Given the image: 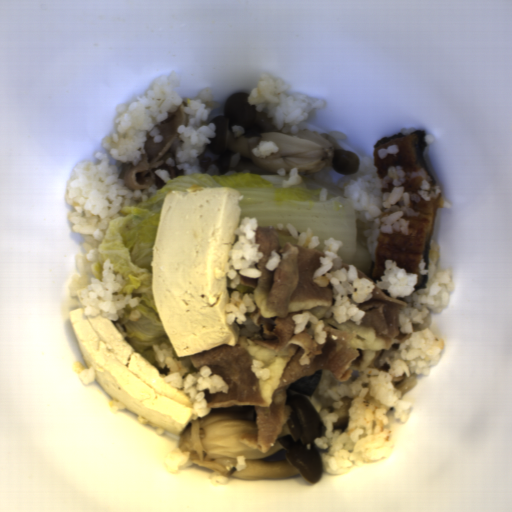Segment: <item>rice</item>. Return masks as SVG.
Listing matches in <instances>:
<instances>
[{
	"label": "rice",
	"instance_id": "obj_5",
	"mask_svg": "<svg viewBox=\"0 0 512 512\" xmlns=\"http://www.w3.org/2000/svg\"><path fill=\"white\" fill-rule=\"evenodd\" d=\"M290 84L283 83L281 79L273 77L270 73L261 72L257 87H252L249 105L255 106L257 112L267 108V118H271V125L282 134L298 135L299 124L308 119L309 112L317 108H326L328 103L323 97H309L302 92L286 95Z\"/></svg>",
	"mask_w": 512,
	"mask_h": 512
},
{
	"label": "rice",
	"instance_id": "obj_26",
	"mask_svg": "<svg viewBox=\"0 0 512 512\" xmlns=\"http://www.w3.org/2000/svg\"><path fill=\"white\" fill-rule=\"evenodd\" d=\"M424 140H425V142H426V144H427V145H428V144H432V143H434V141H435V139H434V137H433V135H432V134H425V136H424Z\"/></svg>",
	"mask_w": 512,
	"mask_h": 512
},
{
	"label": "rice",
	"instance_id": "obj_16",
	"mask_svg": "<svg viewBox=\"0 0 512 512\" xmlns=\"http://www.w3.org/2000/svg\"><path fill=\"white\" fill-rule=\"evenodd\" d=\"M229 476L217 471L213 470L211 476H210V482L212 486H220L221 484H225Z\"/></svg>",
	"mask_w": 512,
	"mask_h": 512
},
{
	"label": "rice",
	"instance_id": "obj_10",
	"mask_svg": "<svg viewBox=\"0 0 512 512\" xmlns=\"http://www.w3.org/2000/svg\"><path fill=\"white\" fill-rule=\"evenodd\" d=\"M252 153L256 157L269 158L272 153H276L280 150L278 144L272 140H261L257 145L251 148Z\"/></svg>",
	"mask_w": 512,
	"mask_h": 512
},
{
	"label": "rice",
	"instance_id": "obj_18",
	"mask_svg": "<svg viewBox=\"0 0 512 512\" xmlns=\"http://www.w3.org/2000/svg\"><path fill=\"white\" fill-rule=\"evenodd\" d=\"M108 407H109L111 412L116 413V414L118 413L119 410H125V408H126V407L122 406L121 404H119L114 399H111L108 402Z\"/></svg>",
	"mask_w": 512,
	"mask_h": 512
},
{
	"label": "rice",
	"instance_id": "obj_13",
	"mask_svg": "<svg viewBox=\"0 0 512 512\" xmlns=\"http://www.w3.org/2000/svg\"><path fill=\"white\" fill-rule=\"evenodd\" d=\"M303 181V177L299 175V171L297 167L294 166L293 169H290L289 178L283 179L281 181V187L289 188L291 186H297Z\"/></svg>",
	"mask_w": 512,
	"mask_h": 512
},
{
	"label": "rice",
	"instance_id": "obj_11",
	"mask_svg": "<svg viewBox=\"0 0 512 512\" xmlns=\"http://www.w3.org/2000/svg\"><path fill=\"white\" fill-rule=\"evenodd\" d=\"M302 236L299 238V245L304 249H316L319 244L318 237L314 234L312 227L302 229Z\"/></svg>",
	"mask_w": 512,
	"mask_h": 512
},
{
	"label": "rice",
	"instance_id": "obj_25",
	"mask_svg": "<svg viewBox=\"0 0 512 512\" xmlns=\"http://www.w3.org/2000/svg\"><path fill=\"white\" fill-rule=\"evenodd\" d=\"M399 130H400V132H403L404 135H411L417 129L412 126V127H403V128H400Z\"/></svg>",
	"mask_w": 512,
	"mask_h": 512
},
{
	"label": "rice",
	"instance_id": "obj_6",
	"mask_svg": "<svg viewBox=\"0 0 512 512\" xmlns=\"http://www.w3.org/2000/svg\"><path fill=\"white\" fill-rule=\"evenodd\" d=\"M152 348L157 367L164 369L166 365L169 369L165 375H161L163 381L173 388L183 390V393H188L192 404L193 421H196L198 417L203 419L213 410L208 407L209 402L204 393L206 389L211 394L216 392L228 394L230 387L225 378L215 373L212 375L209 366H201L199 372L188 373L186 377H183L192 365L190 355L178 357L174 347L168 346L165 341L161 344H152Z\"/></svg>",
	"mask_w": 512,
	"mask_h": 512
},
{
	"label": "rice",
	"instance_id": "obj_22",
	"mask_svg": "<svg viewBox=\"0 0 512 512\" xmlns=\"http://www.w3.org/2000/svg\"><path fill=\"white\" fill-rule=\"evenodd\" d=\"M241 157H242L241 152H238V151L234 155H232L230 158V161H229V167L230 168L237 167Z\"/></svg>",
	"mask_w": 512,
	"mask_h": 512
},
{
	"label": "rice",
	"instance_id": "obj_17",
	"mask_svg": "<svg viewBox=\"0 0 512 512\" xmlns=\"http://www.w3.org/2000/svg\"><path fill=\"white\" fill-rule=\"evenodd\" d=\"M136 420H137L138 424L147 425V426H150L151 428H153L154 432H155V435H160L161 436L162 434H164L165 429L160 428V427H158V426H156L154 424L149 423L148 421H146L145 419H143L139 415L137 416Z\"/></svg>",
	"mask_w": 512,
	"mask_h": 512
},
{
	"label": "rice",
	"instance_id": "obj_9",
	"mask_svg": "<svg viewBox=\"0 0 512 512\" xmlns=\"http://www.w3.org/2000/svg\"><path fill=\"white\" fill-rule=\"evenodd\" d=\"M191 462L189 451L176 448L173 451L165 455L163 459V467L166 468L172 474H177L181 470L195 466Z\"/></svg>",
	"mask_w": 512,
	"mask_h": 512
},
{
	"label": "rice",
	"instance_id": "obj_4",
	"mask_svg": "<svg viewBox=\"0 0 512 512\" xmlns=\"http://www.w3.org/2000/svg\"><path fill=\"white\" fill-rule=\"evenodd\" d=\"M257 217L250 218L246 216L241 221L233 234L238 235L237 243L228 251L229 262L223 265L222 270L215 266L214 279L219 280L226 275L231 280L228 282L230 291V302L224 304L226 314V323L231 325L236 319L237 325H244L241 328L238 342L245 351L252 356L251 372L258 380H269L271 376L270 368H263L265 362L275 356V351L257 344L253 336L262 327L256 326L250 318L256 310V295L253 292H246L242 298L238 285L241 276L258 278L262 275L261 270L256 268V264L264 257L263 252H259L260 244L256 243V231L258 229Z\"/></svg>",
	"mask_w": 512,
	"mask_h": 512
},
{
	"label": "rice",
	"instance_id": "obj_20",
	"mask_svg": "<svg viewBox=\"0 0 512 512\" xmlns=\"http://www.w3.org/2000/svg\"><path fill=\"white\" fill-rule=\"evenodd\" d=\"M160 178L161 180L164 182V184L166 185L169 181H171L173 178L171 177L170 173L167 172L166 170H156L155 172Z\"/></svg>",
	"mask_w": 512,
	"mask_h": 512
},
{
	"label": "rice",
	"instance_id": "obj_27",
	"mask_svg": "<svg viewBox=\"0 0 512 512\" xmlns=\"http://www.w3.org/2000/svg\"><path fill=\"white\" fill-rule=\"evenodd\" d=\"M276 174L287 176L285 168L277 169Z\"/></svg>",
	"mask_w": 512,
	"mask_h": 512
},
{
	"label": "rice",
	"instance_id": "obj_1",
	"mask_svg": "<svg viewBox=\"0 0 512 512\" xmlns=\"http://www.w3.org/2000/svg\"><path fill=\"white\" fill-rule=\"evenodd\" d=\"M319 268L312 275L316 286L327 288L332 284L335 303L323 317H333L339 323L353 321L360 326L367 312L357 308L360 302L372 299L377 288L387 290L390 298H401L408 303L399 309L400 333L410 334L401 344L391 345L388 351L373 359L362 371L353 368L347 381H337L331 370L323 368L320 380L311 395L306 396L321 419L325 431L313 439L319 451L323 471L330 475L348 474L355 467L370 468L381 464L395 449V436L385 426L386 415L393 407L395 418L407 422L412 403L401 400L402 392L396 386L413 373L430 376L431 367L440 366L445 348L444 339L431 313L442 314L454 293L452 269L438 271L440 244L431 239L425 258L418 261L420 274L428 275L424 284H418L417 273L398 267L394 259L384 260L381 281L358 276L356 266L342 268L339 251L341 241L324 240Z\"/></svg>",
	"mask_w": 512,
	"mask_h": 512
},
{
	"label": "rice",
	"instance_id": "obj_24",
	"mask_svg": "<svg viewBox=\"0 0 512 512\" xmlns=\"http://www.w3.org/2000/svg\"><path fill=\"white\" fill-rule=\"evenodd\" d=\"M327 200H328V188L321 187L320 193H319V201L326 202Z\"/></svg>",
	"mask_w": 512,
	"mask_h": 512
},
{
	"label": "rice",
	"instance_id": "obj_19",
	"mask_svg": "<svg viewBox=\"0 0 512 512\" xmlns=\"http://www.w3.org/2000/svg\"><path fill=\"white\" fill-rule=\"evenodd\" d=\"M231 132L233 134V136L236 138L238 137H241L245 132H246V129L244 126H240V125H233L232 128H231Z\"/></svg>",
	"mask_w": 512,
	"mask_h": 512
},
{
	"label": "rice",
	"instance_id": "obj_15",
	"mask_svg": "<svg viewBox=\"0 0 512 512\" xmlns=\"http://www.w3.org/2000/svg\"><path fill=\"white\" fill-rule=\"evenodd\" d=\"M399 153V145L393 144L388 148H381L377 150V155L380 160L385 159L388 155H397Z\"/></svg>",
	"mask_w": 512,
	"mask_h": 512
},
{
	"label": "rice",
	"instance_id": "obj_21",
	"mask_svg": "<svg viewBox=\"0 0 512 512\" xmlns=\"http://www.w3.org/2000/svg\"><path fill=\"white\" fill-rule=\"evenodd\" d=\"M328 134L332 135L335 141H344L349 139L347 133H343L340 131H330Z\"/></svg>",
	"mask_w": 512,
	"mask_h": 512
},
{
	"label": "rice",
	"instance_id": "obj_7",
	"mask_svg": "<svg viewBox=\"0 0 512 512\" xmlns=\"http://www.w3.org/2000/svg\"><path fill=\"white\" fill-rule=\"evenodd\" d=\"M213 99V87L208 85L200 88L197 96L186 99L187 106L183 109L188 113L189 121L186 124H179L177 128L183 145L176 148L174 158L165 159L169 166L182 169L183 175H221L213 163L205 170L200 166L198 158L199 154L204 152L206 145L212 143L208 138L216 137L217 128L214 122L206 125L202 123L207 122L211 114V107H205L203 102H211Z\"/></svg>",
	"mask_w": 512,
	"mask_h": 512
},
{
	"label": "rice",
	"instance_id": "obj_2",
	"mask_svg": "<svg viewBox=\"0 0 512 512\" xmlns=\"http://www.w3.org/2000/svg\"><path fill=\"white\" fill-rule=\"evenodd\" d=\"M182 78L177 71L171 75H158L146 96L136 98L131 103H116L118 112L114 124L116 132L110 133L100 142L109 150L116 164L101 152L94 156L101 159L95 165L92 160H81L72 169L70 180L66 181L64 199L74 210L68 211L67 219L72 224L71 231L83 236L82 253L76 254L75 267L80 274H74L68 286L67 307L83 306L84 315L118 321L125 314L127 305L132 309L141 302L132 294H114L122 291L127 281L122 273L114 274L111 258L102 263L101 280L91 270L99 260V245L103 240L110 221L124 217L122 207H136L149 201L158 190L157 184L146 189L130 190L123 178H118V169L127 163L136 167L146 154L147 134L153 137L154 144L164 140L160 126L168 119V113H176L182 103L180 88Z\"/></svg>",
	"mask_w": 512,
	"mask_h": 512
},
{
	"label": "rice",
	"instance_id": "obj_8",
	"mask_svg": "<svg viewBox=\"0 0 512 512\" xmlns=\"http://www.w3.org/2000/svg\"><path fill=\"white\" fill-rule=\"evenodd\" d=\"M291 320L294 322L293 334L298 335L307 327V333L319 345L325 344L327 333L324 330L325 324L323 319L318 320L313 312L310 310L303 311L302 313L291 315Z\"/></svg>",
	"mask_w": 512,
	"mask_h": 512
},
{
	"label": "rice",
	"instance_id": "obj_3",
	"mask_svg": "<svg viewBox=\"0 0 512 512\" xmlns=\"http://www.w3.org/2000/svg\"><path fill=\"white\" fill-rule=\"evenodd\" d=\"M375 159L372 157L360 158L359 169L354 174L340 177L338 184H334L330 175L323 171L314 174L311 180L335 186L343 190V196L353 202L355 221L360 220L369 228L362 232L367 238V249L372 262L376 264L377 237L380 231L383 234H401L408 237L410 220L402 218L405 214L418 216L421 212H414L410 207L411 201L418 203L425 199L432 201L439 198L438 208L452 209L451 202H447L442 194L441 186L429 184L432 182L425 168L420 167L418 171H405L402 165L389 166L384 178L377 173ZM412 181L416 177L423 178L421 190L417 194H410L404 191L405 177Z\"/></svg>",
	"mask_w": 512,
	"mask_h": 512
},
{
	"label": "rice",
	"instance_id": "obj_12",
	"mask_svg": "<svg viewBox=\"0 0 512 512\" xmlns=\"http://www.w3.org/2000/svg\"><path fill=\"white\" fill-rule=\"evenodd\" d=\"M73 369L83 385L91 386L94 383L96 378L88 366H81L77 364Z\"/></svg>",
	"mask_w": 512,
	"mask_h": 512
},
{
	"label": "rice",
	"instance_id": "obj_14",
	"mask_svg": "<svg viewBox=\"0 0 512 512\" xmlns=\"http://www.w3.org/2000/svg\"><path fill=\"white\" fill-rule=\"evenodd\" d=\"M281 256L276 250H272L269 260L266 262L265 267L267 271H275L278 269L281 263Z\"/></svg>",
	"mask_w": 512,
	"mask_h": 512
},
{
	"label": "rice",
	"instance_id": "obj_23",
	"mask_svg": "<svg viewBox=\"0 0 512 512\" xmlns=\"http://www.w3.org/2000/svg\"><path fill=\"white\" fill-rule=\"evenodd\" d=\"M286 227H287L288 232L292 235V237L297 238L298 231H297L295 225L292 222H288V223H286Z\"/></svg>",
	"mask_w": 512,
	"mask_h": 512
}]
</instances>
